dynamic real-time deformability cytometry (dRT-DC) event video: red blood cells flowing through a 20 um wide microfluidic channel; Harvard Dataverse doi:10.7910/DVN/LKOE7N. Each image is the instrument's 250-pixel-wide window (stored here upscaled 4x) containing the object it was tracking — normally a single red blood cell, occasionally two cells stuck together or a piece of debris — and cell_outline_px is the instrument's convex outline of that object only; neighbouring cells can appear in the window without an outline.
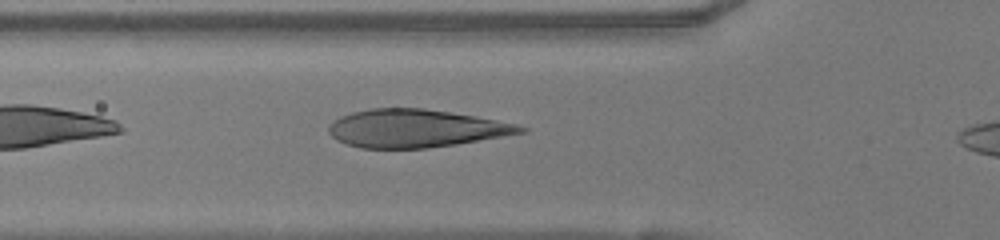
{"species": "human", "species_latin": "Homo sapiens", "temperature_condition": "warm", "stored_images_in_passage": 28, "camera_frame_rate_fps": 3000, "um_per_image_px": 0.085, "donor": {"sex": "female"}, "frame": {"image": 1, "passage_image": 4, "time_ms": 1.0, "image_size_px": [1000, 240], "cell_outline_px": [[528, 132], [456, 144], [428, 148], [360, 148], [336, 140], [328, 132], [328, 124], [340, 116], [352, 112], [372, 108], [424, 108], [476, 116], [516, 124], [528, 128]], "centroid_in_image_um": [35.32, 10.91], "position_along_channel_um": 90.5, "area_um2": 42.43}}
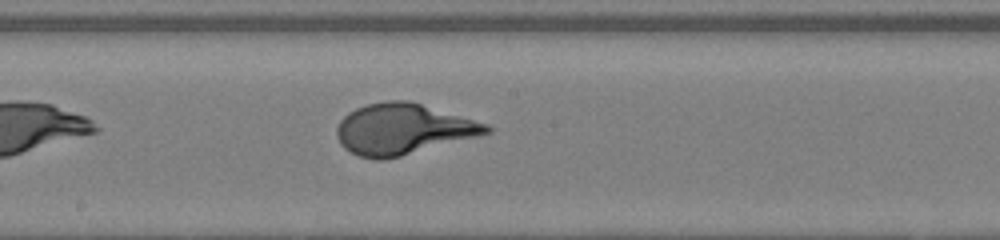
{"frame": {"image": 2, "passage_image": 13, "time_ms": 4.0, "image_size_px": [1000, 240], "cell_outline_px": [[492, 132], [400, 156], [384, 160], [376, 160], [360, 156], [344, 148], [340, 144], [336, 136], [336, 128], [340, 120], [348, 112], [356, 108], [368, 104], [388, 100], [408, 100], [488, 124], [492, 128]], "centroid_in_image_um": [34.21, 10.97], "position_along_channel_um": 214.0, "area_um2": 43.93}}
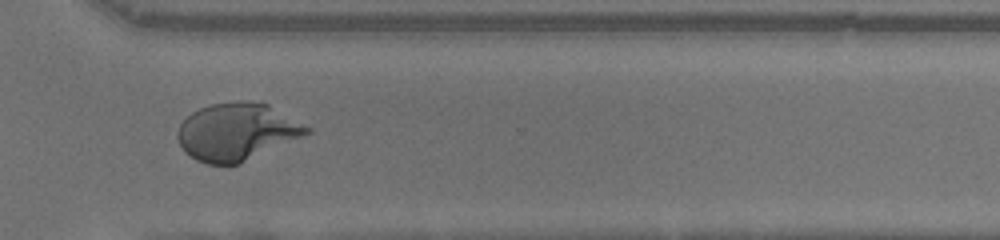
{"frame": {"image": 3, "passage_image": 23, "time_ms": 7.333, "image_size_px": [1000, 240], "cell_outline_px": [[312, 132], [304, 136], [240, 164], [208, 164], [196, 160], [184, 152], [176, 136], [180, 124], [192, 112], [200, 108], [212, 104], [240, 100], [248, 100], [268, 104], [312, 128]], "centroid_in_image_um": [20.15, 11.2], "position_along_channel_um": 350.5, "area_um2": 43.35}}